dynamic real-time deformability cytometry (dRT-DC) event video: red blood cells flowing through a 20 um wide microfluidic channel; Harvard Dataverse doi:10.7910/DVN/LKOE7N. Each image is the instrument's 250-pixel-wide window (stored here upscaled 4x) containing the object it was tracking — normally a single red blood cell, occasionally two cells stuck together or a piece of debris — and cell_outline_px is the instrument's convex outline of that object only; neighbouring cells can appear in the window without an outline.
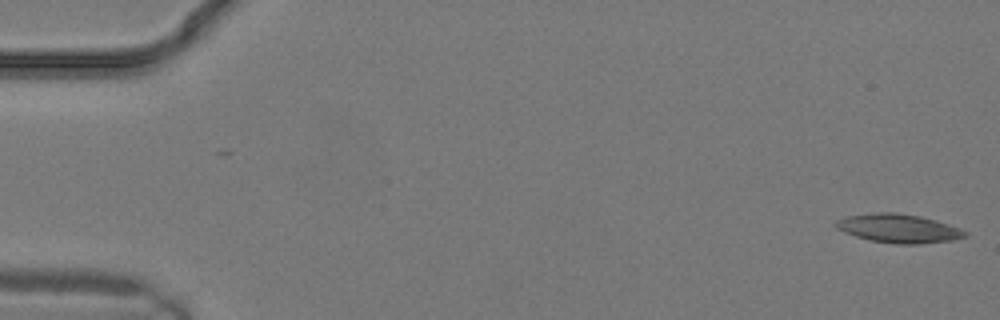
{"species": "common noctule bat (a hibernating species)", "species_latin": "Nyctalus noctula", "temperature_condition": "warm", "stored_images_in_passage": 5, "camera_frame_rate_fps": 3000, "um_per_image_px": 0.085, "animal": {"sex": "male", "body_mass_g": 19.2, "forearm_length_mm": 51.8}, "frame": {"image": 1, "passage_image": 1, "time_ms": 0.0, "image_size_px": [1000, 320], "cell_outline_px": [[968, 236], [952, 240], [920, 244], [896, 244], [872, 240], [856, 236], [844, 232], [836, 228], [832, 224], [836, 220], [844, 216], [876, 212], [896, 212], [920, 216], [936, 220], [960, 228], [968, 232]], "centroid_in_image_um": [76.37, 19.4], "position_along_channel_um": 8.6, "area_um2": 21.79}}